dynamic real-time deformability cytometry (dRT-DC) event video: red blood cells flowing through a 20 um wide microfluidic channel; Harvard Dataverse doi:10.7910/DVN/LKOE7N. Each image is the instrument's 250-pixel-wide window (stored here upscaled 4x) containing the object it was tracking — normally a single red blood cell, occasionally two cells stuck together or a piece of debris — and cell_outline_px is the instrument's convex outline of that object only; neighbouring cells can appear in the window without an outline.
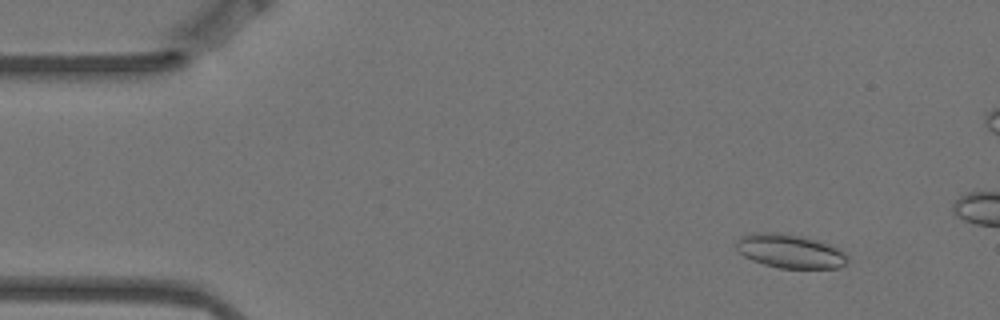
{"species": "Egyptian fruit bat (a non-hibernating species)", "species_latin": "Rousettus aegyptiacus", "temperature_condition": "warm", "stored_images_in_passage": 8, "camera_frame_rate_fps": 3000, "um_per_image_px": 0.085, "animal": {"sex": "female"}, "frame": {"image": 1, "passage_image": 2, "time_ms": 0.333, "image_size_px": [1000, 320], "cell_outline_px": [[848, 260], [844, 264], [836, 268], [780, 268], [764, 264], [752, 260], [736, 252], [736, 240], [740, 236], [752, 232], [780, 232], [800, 236], [816, 240], [840, 248], [848, 256]], "centroid_in_image_um": [67.1, 21.33], "position_along_channel_um": 17.9, "area_um2": 22.14}}
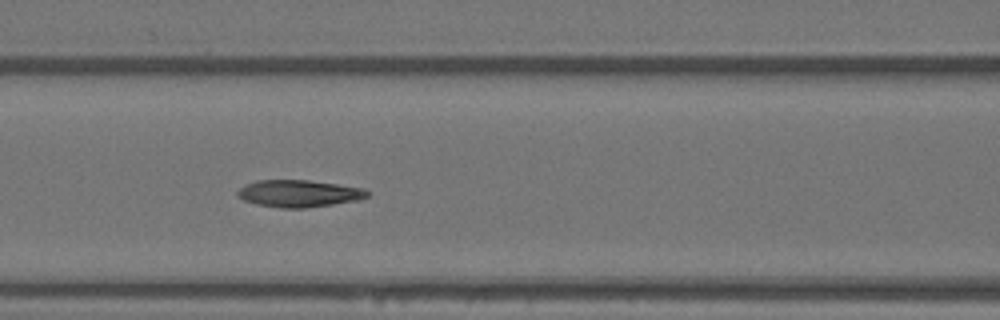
{"frame": {"image": 2, "passage_image": 7, "time_ms": 2.0, "image_size_px": [1000, 320], "cell_outline_px": [[368, 196], [360, 200], [304, 208], [280, 208], [256, 204], [244, 200], [236, 196], [236, 192], [244, 184], [256, 180], [308, 180], [364, 188], [368, 192]], "centroid_in_image_um": [25.37, 16.44], "position_along_channel_um": 141.2, "area_um2": 20.52}}
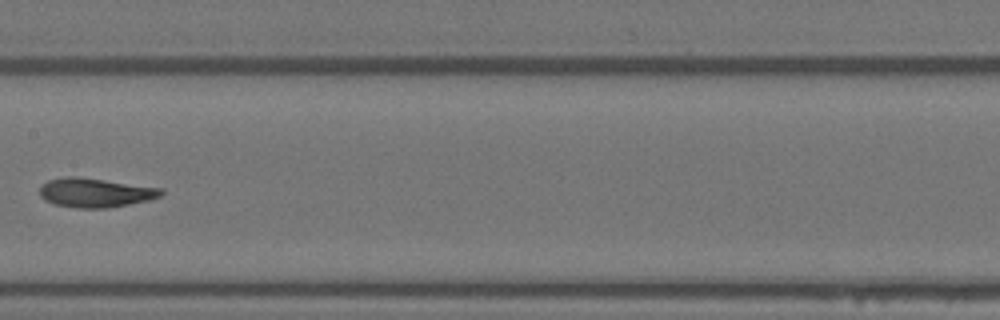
{"frame": {"image": 3, "passage_image": 8, "time_ms": 2.333, "image_size_px": [1000, 320], "cell_outline_px": [[164, 192], [160, 196], [152, 200], [108, 208], [76, 208], [56, 204], [44, 200], [40, 196], [40, 188], [48, 180], [68, 176], [76, 176], [164, 188]], "centroid_in_image_um": [8.14, 16.38], "position_along_channel_um": 199.3, "area_um2": 20.75}}